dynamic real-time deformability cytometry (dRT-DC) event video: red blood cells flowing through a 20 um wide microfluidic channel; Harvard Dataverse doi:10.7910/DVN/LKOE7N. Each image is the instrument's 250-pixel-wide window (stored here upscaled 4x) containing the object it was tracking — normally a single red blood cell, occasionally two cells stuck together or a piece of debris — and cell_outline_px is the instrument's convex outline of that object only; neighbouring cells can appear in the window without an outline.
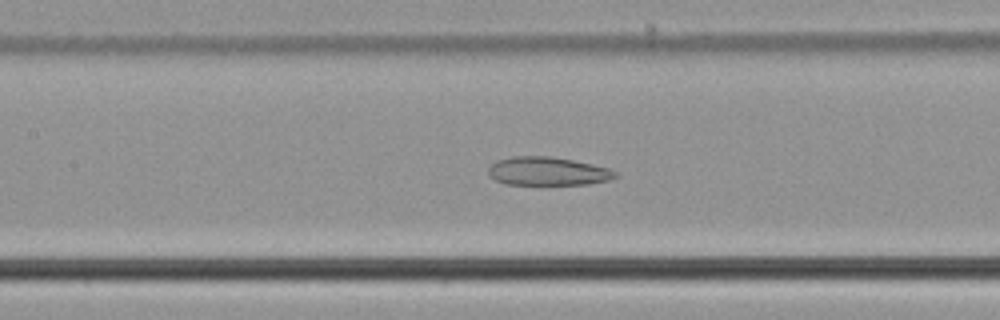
{"species": "common noctule bat (a hibernating species)", "species_latin": "Nyctalus noctula", "temperature_condition": "cold", "stored_images_in_passage": 45, "camera_frame_rate_fps": 3000, "um_per_image_px": 0.085, "animal": {"sex": "male", "body_mass_g": 21.5, "forearm_length_mm": 52.0}, "frame": {"image": 1, "passage_image": 15, "time_ms": 4.667, "image_size_px": [1000, 320], "cell_outline_px": [[620, 176], [608, 180], [588, 184], [504, 184], [488, 176], [488, 168], [496, 160], [512, 156], [548, 156], [572, 160], [592, 164], [608, 168], [616, 172]], "centroid_in_image_um": [46.53, 14.55], "position_along_channel_um": 160.9, "area_um2": 21.04}}
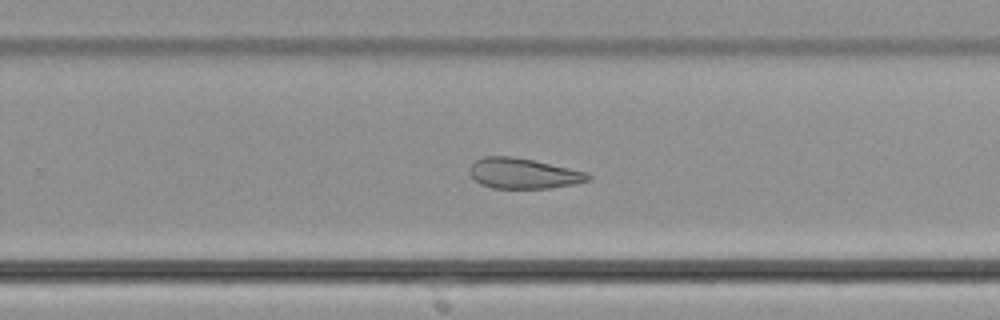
{"frame": {"image": 2, "passage_image": 25, "time_ms": 8.0, "image_size_px": [1000, 320], "cell_outline_px": [[592, 180], [576, 184], [552, 188], [492, 188], [480, 184], [468, 172], [472, 164], [476, 160], [484, 156], [512, 156], [532, 160], [588, 172], [592, 176]], "centroid_in_image_um": [44.52, 14.75], "position_along_channel_um": 285.3, "area_um2": 21.1}}
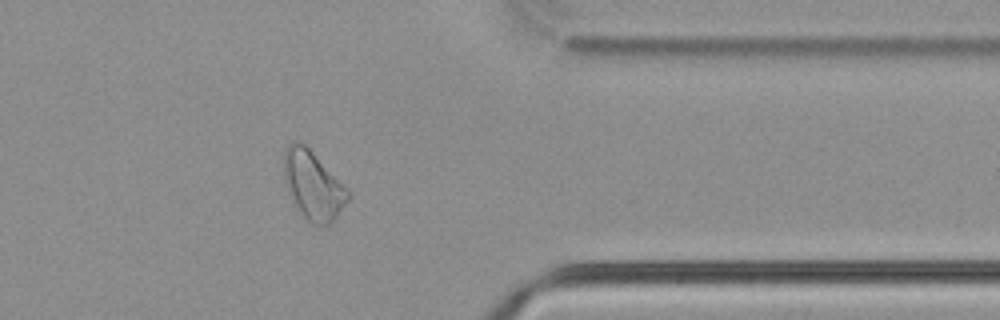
{"frame": {"image": 3, "passage_image": 34, "time_ms": 11.0, "image_size_px": [1000, 320], "cell_outline_px": [[348, 200], [336, 216], [328, 224], [316, 228], [304, 220], [296, 208], [292, 200], [284, 180], [284, 148], [288, 144], [296, 140], [300, 140], [348, 188]], "centroid_in_image_um": [26.57, 15.78], "position_along_channel_um": 384.8, "area_um2": 25.66}, "authors_computed_cell_mechanics": {"area_um2": 24.1604, "velocity_mm_per_s": 3.7393, "shape_relaxation_time_tau1_ms": null, "shape_relaxation_time_tau2_ms": 3.939, "deformation_change_tau1": null, "deformation_change_tau2": 0.1115}}